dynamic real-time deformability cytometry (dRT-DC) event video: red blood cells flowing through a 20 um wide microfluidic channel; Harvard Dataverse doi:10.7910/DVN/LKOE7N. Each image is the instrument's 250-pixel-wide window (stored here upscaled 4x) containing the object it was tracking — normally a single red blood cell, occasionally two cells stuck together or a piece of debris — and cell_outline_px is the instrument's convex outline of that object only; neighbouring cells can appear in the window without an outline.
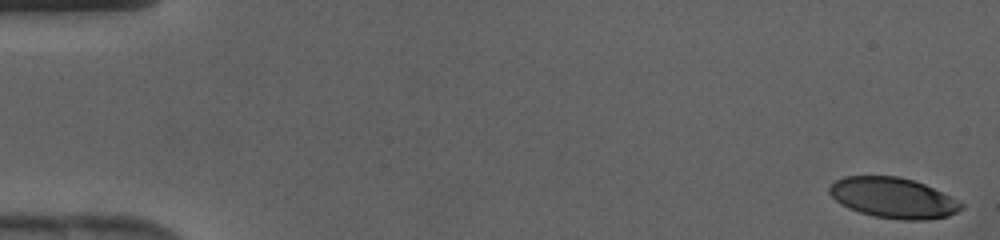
{"species": "human", "species_latin": "Homo sapiens", "temperature_condition": "cold", "stored_images_in_passage": 43, "camera_frame_rate_fps": 3000, "um_per_image_px": 0.085, "donor": {"sex": "female"}, "frame": {"image": 1, "passage_image": 1, "time_ms": 0.0, "image_size_px": [1000, 240], "cell_outline_px": [[964, 208], [948, 216], [928, 220], [900, 220], [872, 216], [848, 208], [840, 204], [828, 192], [828, 188], [836, 180], [844, 176], [900, 176], [924, 184], [964, 204]], "centroid_in_image_um": [75.9, 16.83], "position_along_channel_um": 9.1, "area_um2": 31.04}}
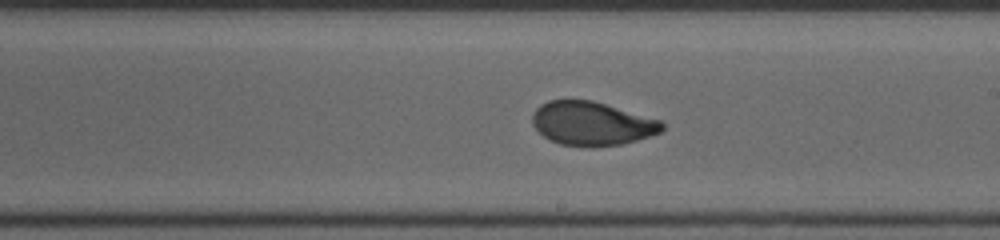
{"frame": {"image": 2, "passage_image": 25, "time_ms": 8.0, "image_size_px": [1000, 240], "cell_outline_px": [[664, 128], [660, 132], [636, 140], [620, 144], [560, 144], [544, 136], [532, 124], [532, 116], [536, 108], [540, 104], [548, 100], [592, 100], [664, 120]], "centroid_in_image_um": [50.34, 10.45], "position_along_channel_um": 238.7, "area_um2": 32.43}}
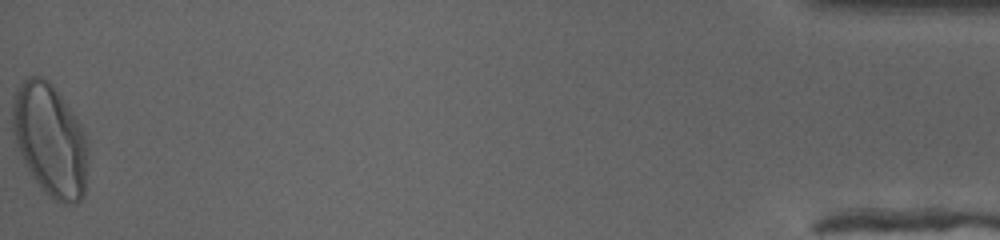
{"frame": {"image": 3, "passage_image": 43, "time_ms": 14.0, "image_size_px": [1000, 240], "cell_outline_px": [[88, 152], [84, 196], [76, 204], [60, 204], [48, 196], [44, 192], [32, 176], [16, 148], [12, 132], [12, 100], [16, 88], [28, 76], [40, 76], [48, 80], [52, 84], [80, 124], [84, 132], [88, 148]], "centroid_in_image_um": [4.24, 11.92], "position_along_channel_um": 431.0, "area_um2": 49.77}}